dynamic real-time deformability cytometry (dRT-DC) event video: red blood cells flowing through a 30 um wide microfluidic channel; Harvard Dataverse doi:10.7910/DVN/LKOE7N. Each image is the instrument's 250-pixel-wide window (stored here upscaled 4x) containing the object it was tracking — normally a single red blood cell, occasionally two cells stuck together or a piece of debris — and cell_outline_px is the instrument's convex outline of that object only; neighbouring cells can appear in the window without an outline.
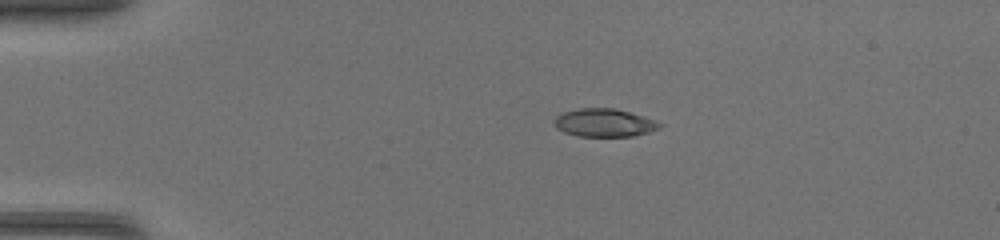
{"species": "common noctule bat (a hibernating species)", "species_latin": "Nyctalus noctula", "temperature_condition": "warm", "stored_images_in_passage": 37, "camera_frame_rate_fps": 3000, "um_per_image_px": 0.085, "animal": {"sex": "female", "body_mass_g": 17.0, "forearm_length_mm": 48.0}, "frame": {"image": 1, "passage_image": 1, "time_ms": 0.0, "image_size_px": [1000, 240], "cell_outline_px": [[664, 124], [660, 128], [648, 132], [632, 136], [576, 136], [564, 132], [556, 128], [552, 124], [552, 120], [560, 112], [580, 108], [612, 108], [644, 116], [656, 120]], "centroid_in_image_um": [51.32, 10.43], "position_along_channel_um": 33.7, "area_um2": 17.46}}
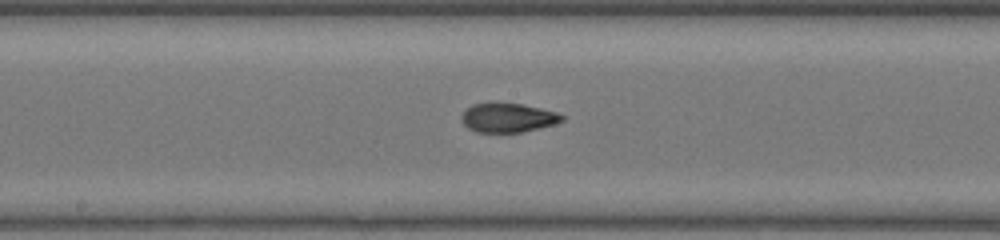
{"frame": {"image": 2, "passage_image": 16, "time_ms": 5.0, "image_size_px": [1000, 240], "cell_outline_px": [[564, 120], [556, 124], [520, 132], [476, 132], [468, 128], [460, 120], [460, 116], [472, 104], [488, 100], [496, 100], [520, 104], [540, 108], [556, 112], [564, 116]], "centroid_in_image_um": [43.12, 9.96], "position_along_channel_um": 205.1, "area_um2": 17.57}}
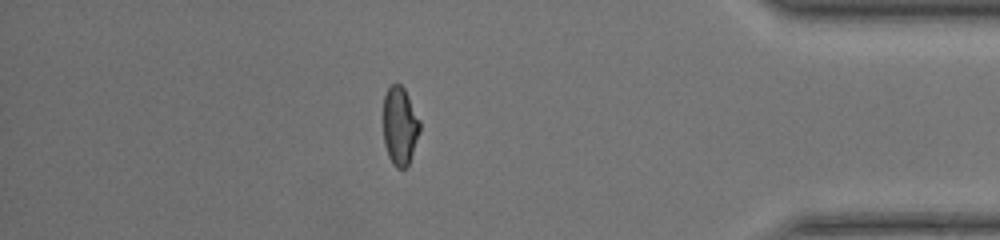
{"frame": {"image": 3, "passage_image": 31, "time_ms": 10.0, "image_size_px": [1000, 240], "cell_outline_px": [[420, 132], [408, 164], [404, 168], [396, 168], [392, 164], [388, 156], [384, 144], [384, 96], [388, 88], [392, 84], [400, 84], [404, 88], [420, 120]], "centroid_in_image_um": [33.99, 10.71], "position_along_channel_um": 401.2, "area_um2": 16.59}}